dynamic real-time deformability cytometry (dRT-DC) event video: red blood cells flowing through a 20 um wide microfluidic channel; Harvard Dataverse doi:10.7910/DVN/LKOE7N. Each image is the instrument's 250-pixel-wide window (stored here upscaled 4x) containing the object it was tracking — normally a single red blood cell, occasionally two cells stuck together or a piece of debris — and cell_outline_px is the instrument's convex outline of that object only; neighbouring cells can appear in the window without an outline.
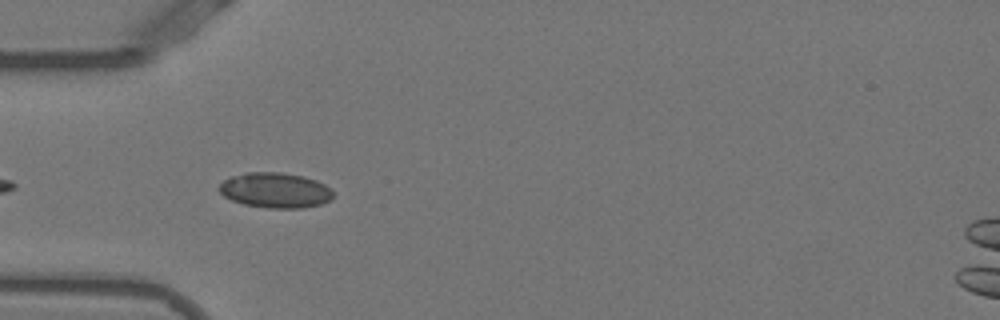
{"species": "Egyptian fruit bat (a non-hibernating species)", "species_latin": "Rousettus aegyptiacus", "temperature_condition": "warm", "stored_images_in_passage": 18, "camera_frame_rate_fps": 3000, "um_per_image_px": 0.085, "animal": {"sex": "female"}, "frame": {"image": 1, "passage_image": 3, "time_ms": 0.667, "image_size_px": [1000, 320], "cell_outline_px": [[332, 196], [328, 200], [320, 204], [304, 208], [268, 208], [244, 204], [232, 200], [224, 196], [216, 188], [224, 180], [232, 176], [244, 172], [280, 172], [304, 176], [316, 180], [324, 184], [332, 192]], "centroid_in_image_um": [23.35, 16.16], "position_along_channel_um": 61.6, "area_um2": 23.35}}
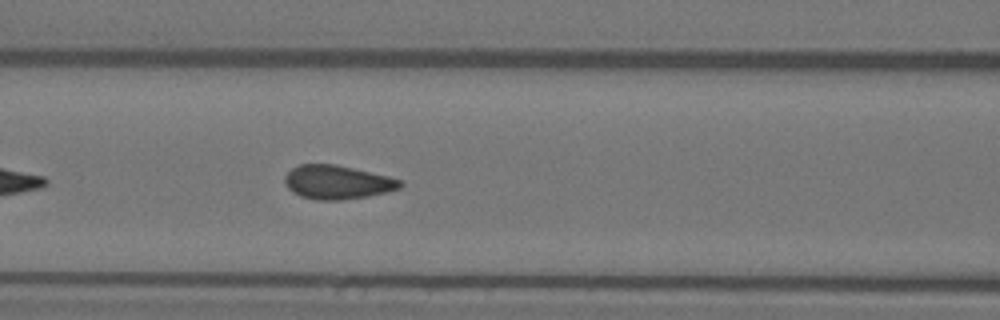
{"frame": {"image": 2, "passage_image": 9, "time_ms": 2.667, "image_size_px": [1000, 320], "cell_outline_px": [[404, 184], [400, 188], [368, 196], [340, 200], [316, 200], [300, 196], [292, 192], [284, 184], [284, 176], [292, 168], [300, 164], [336, 164], [388, 176], [404, 180]], "centroid_in_image_um": [28.66, 15.48], "position_along_channel_um": 137.9, "area_um2": 22.83}}
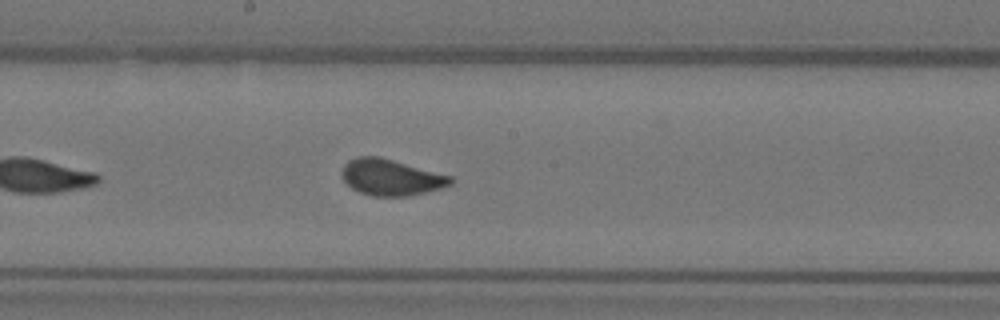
{"frame": {"image": 3, "passage_image": 15, "time_ms": 4.667, "image_size_px": [1000, 320], "cell_outline_px": [[456, 180], [452, 184], [440, 188], [408, 196], [372, 196], [360, 192], [352, 188], [340, 176], [340, 172], [344, 164], [348, 160], [360, 156], [380, 156], [452, 176]], "centroid_in_image_um": [33.23, 15.06], "position_along_channel_um": 215.0, "area_um2": 23.06}}